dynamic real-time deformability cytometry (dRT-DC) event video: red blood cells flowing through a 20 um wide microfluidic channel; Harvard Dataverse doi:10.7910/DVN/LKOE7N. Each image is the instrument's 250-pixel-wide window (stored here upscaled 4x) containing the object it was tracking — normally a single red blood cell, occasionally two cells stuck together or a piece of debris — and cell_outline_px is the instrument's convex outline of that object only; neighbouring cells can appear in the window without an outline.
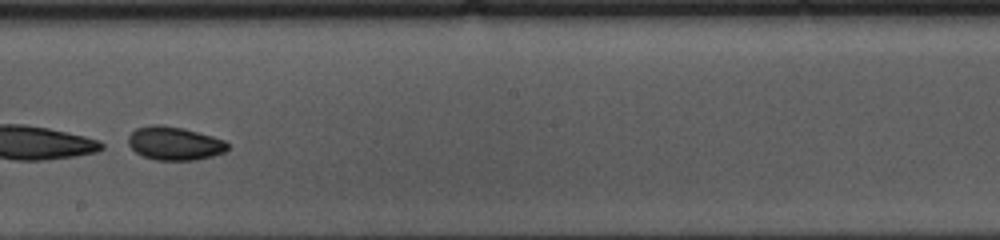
{"species": "common noctule bat (a hibernating species)", "species_latin": "Nyctalus noctula", "temperature_condition": "cold", "stored_images_in_passage": 53, "camera_frame_rate_fps": 3000, "um_per_image_px": 0.085, "animal": {"sex": "female", "body_mass_g": 10.0, "forearm_length_mm": 53.1}, "frame": {"image": 1, "passage_image": 29, "time_ms": 9.333, "image_size_px": [1000, 240], "cell_outline_px": [[228, 148], [224, 152], [212, 156], [196, 160], [156, 160], [144, 156], [136, 152], [128, 144], [128, 136], [136, 128], [152, 124], [160, 124], [184, 128], [212, 136], [224, 140], [228, 144]], "centroid_in_image_um": [14.82, 12.18], "position_along_channel_um": 233.4, "area_um2": 19.36}}